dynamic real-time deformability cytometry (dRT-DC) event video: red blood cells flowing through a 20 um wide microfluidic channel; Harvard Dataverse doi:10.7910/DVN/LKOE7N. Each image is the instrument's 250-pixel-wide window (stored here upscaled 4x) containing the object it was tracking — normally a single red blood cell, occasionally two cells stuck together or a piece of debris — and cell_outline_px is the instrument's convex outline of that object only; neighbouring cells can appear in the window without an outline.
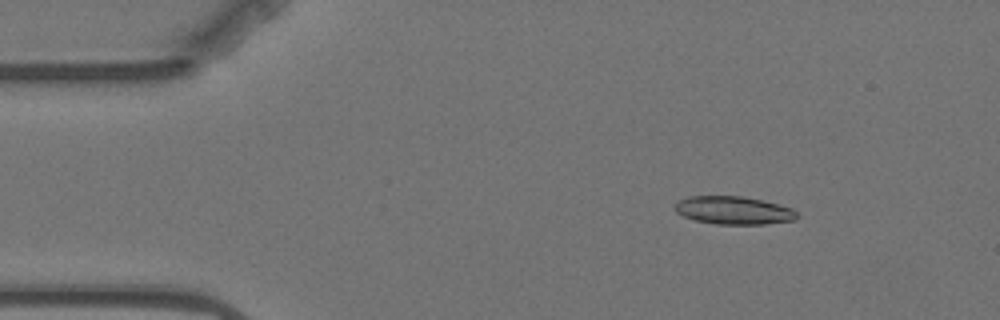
{"species": "Egyptian fruit bat (a non-hibernating species)", "species_latin": "Rousettus aegyptiacus", "temperature_condition": "warm", "stored_images_in_passage": 5, "camera_frame_rate_fps": 3000, "um_per_image_px": 0.085, "animal": {"sex": "female"}, "frame": {"image": 1, "passage_image": 3, "time_ms": 2.333, "image_size_px": [1000, 320], "cell_outline_px": [[800, 216], [796, 220], [764, 224], [716, 224], [696, 220], [684, 216], [676, 212], [672, 208], [680, 200], [688, 196], [740, 196], [760, 200], [792, 208]], "centroid_in_image_um": [62.36, 17.88], "position_along_channel_um": 22.6, "area_um2": 19.83}}
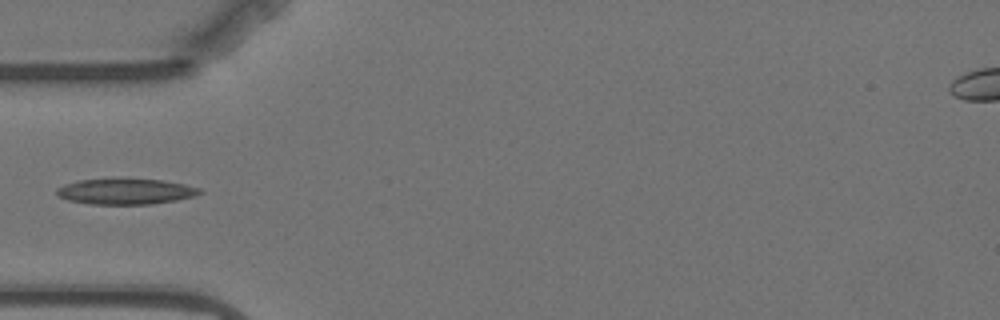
{"frame": {"image": 2, "passage_image": 5, "time_ms": 5.667, "image_size_px": [1000, 320], "cell_outline_px": [[204, 192], [196, 196], [176, 200], [152, 204], [88, 204], [68, 200], [56, 196], [56, 188], [64, 184], [76, 180], [112, 176], [164, 180], [184, 184], [200, 188]], "centroid_in_image_um": [10.63, 16.23], "position_along_channel_um": 74.4, "area_um2": 22.54}}